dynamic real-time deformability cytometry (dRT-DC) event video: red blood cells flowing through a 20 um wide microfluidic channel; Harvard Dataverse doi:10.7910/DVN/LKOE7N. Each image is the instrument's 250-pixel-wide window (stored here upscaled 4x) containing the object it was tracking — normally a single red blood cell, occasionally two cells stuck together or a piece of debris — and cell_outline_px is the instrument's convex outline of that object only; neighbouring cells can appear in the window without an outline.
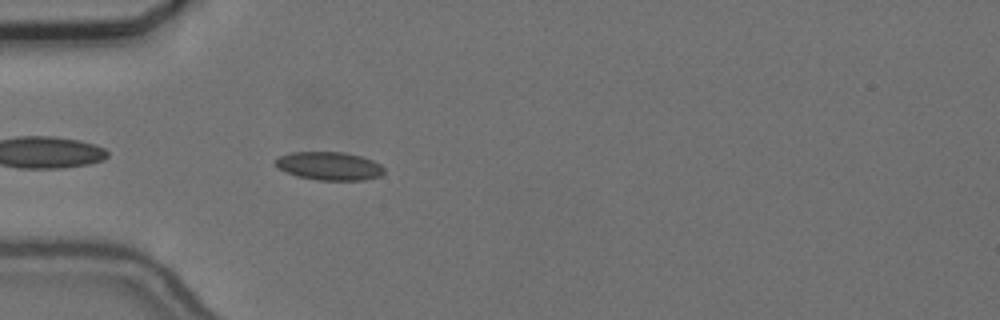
{"species": "common noctule bat (a hibernating species)", "species_latin": "Nyctalus noctula", "temperature_condition": "cold", "stored_images_in_passage": 6, "camera_frame_rate_fps": 3000, "um_per_image_px": 0.085, "animal": {"sex": "female", "body_mass_g": 24.6, "forearm_length_mm": 56.2}, "frame": {"image": 1, "passage_image": 2, "time_ms": 0.333, "image_size_px": [1000, 320], "cell_outline_px": [[384, 172], [380, 176], [364, 180], [320, 180], [296, 176], [280, 168], [276, 164], [276, 160], [280, 156], [292, 152], [344, 152], [360, 156], [372, 160], [380, 164], [384, 168]], "centroid_in_image_um": [28.03, 14.11], "position_along_channel_um": 57.0, "area_um2": 17.69}}